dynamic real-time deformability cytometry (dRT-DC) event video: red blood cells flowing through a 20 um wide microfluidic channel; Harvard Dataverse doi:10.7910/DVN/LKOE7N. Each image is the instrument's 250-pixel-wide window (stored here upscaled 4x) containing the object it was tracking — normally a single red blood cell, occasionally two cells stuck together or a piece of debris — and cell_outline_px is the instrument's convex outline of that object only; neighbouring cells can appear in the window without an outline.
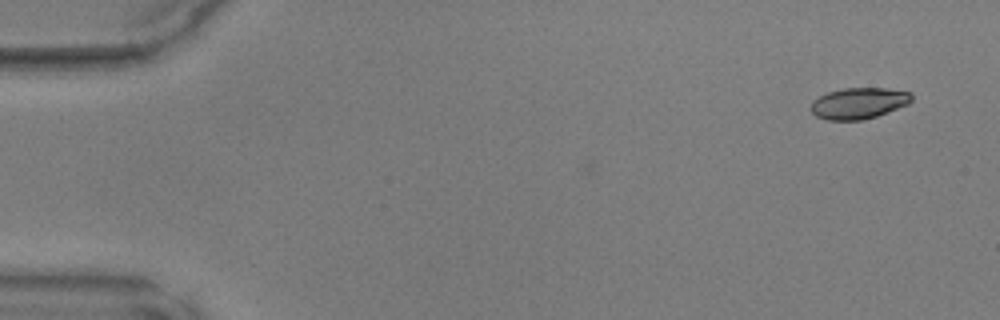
{"species": "common noctule bat (a hibernating species)", "species_latin": "Nyctalus noctula", "temperature_condition": "warm", "stored_images_in_passage": 2, "camera_frame_rate_fps": 3000, "um_per_image_px": 0.085, "animal": {"sex": "male", "body_mass_g": 17.9, "forearm_length_mm": 54.2}, "frame": {"image": 1, "passage_image": 2, "time_ms": 0.333, "image_size_px": [1000, 320], "cell_outline_px": [[912, 100], [908, 104], [876, 116], [864, 120], [828, 120], [816, 116], [812, 112], [812, 100], [828, 92], [844, 88], [884, 88], [912, 92]], "centroid_in_image_um": [73.0, 8.77], "position_along_channel_um": 12.0, "area_um2": 18.21}}